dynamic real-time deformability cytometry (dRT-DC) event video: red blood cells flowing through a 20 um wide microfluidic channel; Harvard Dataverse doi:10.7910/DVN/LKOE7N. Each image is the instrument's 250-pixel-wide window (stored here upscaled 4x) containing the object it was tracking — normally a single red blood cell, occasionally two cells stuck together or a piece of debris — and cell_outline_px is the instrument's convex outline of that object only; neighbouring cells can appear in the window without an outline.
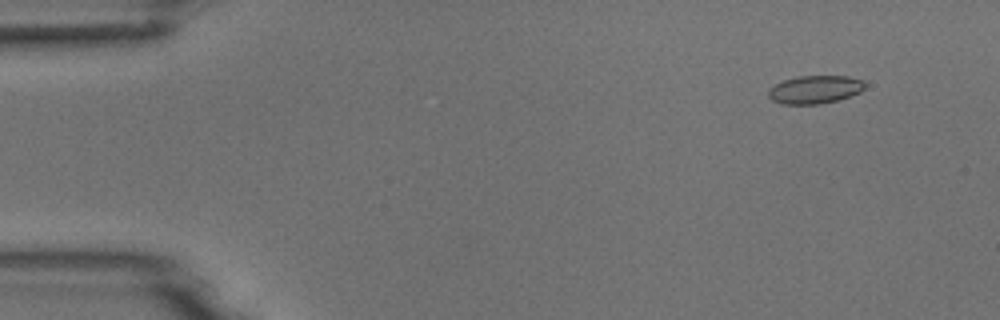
{"species": "common noctule bat (a hibernating species)", "species_latin": "Nyctalus noctula", "temperature_condition": "room temperature", "stored_images_in_passage": 5, "camera_frame_rate_fps": 3000, "um_per_image_px": 0.085, "animal": {"sex": "male", "body_mass_g": 18.8}, "frame": {"image": 1, "passage_image": 2, "time_ms": 1.333, "image_size_px": [1000, 320], "cell_outline_px": [[864, 88], [860, 92], [836, 100], [820, 104], [780, 104], [772, 100], [768, 96], [768, 88], [784, 80], [796, 76], [848, 76], [864, 80]], "centroid_in_image_um": [69.24, 7.6], "position_along_channel_um": 15.8, "area_um2": 15.78}}